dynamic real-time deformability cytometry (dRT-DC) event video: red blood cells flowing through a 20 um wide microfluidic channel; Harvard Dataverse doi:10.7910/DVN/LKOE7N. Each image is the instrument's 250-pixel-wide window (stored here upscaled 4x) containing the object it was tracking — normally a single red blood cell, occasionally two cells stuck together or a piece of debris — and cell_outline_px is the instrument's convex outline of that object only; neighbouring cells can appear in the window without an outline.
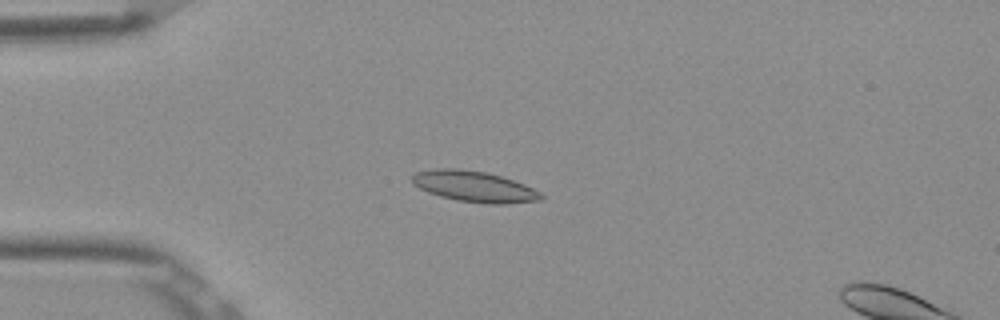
{"species": "Egyptian fruit bat (a non-hibernating species)", "species_latin": "Rousettus aegyptiacus", "temperature_condition": "room temperature", "stored_images_in_passage": 7, "camera_frame_rate_fps": 3000, "um_per_image_px": 0.085, "frame": {"image": 1, "passage_image": 4, "time_ms": 1.0, "image_size_px": [1000, 320], "cell_outline_px": [[544, 200], [508, 204], [488, 204], [456, 200], [440, 196], [428, 192], [412, 184], [412, 176], [416, 172], [436, 168], [456, 168], [488, 172], [524, 184], [540, 192], [544, 196]], "centroid_in_image_um": [40.33, 15.86], "position_along_channel_um": 44.7, "area_um2": 23.35}}
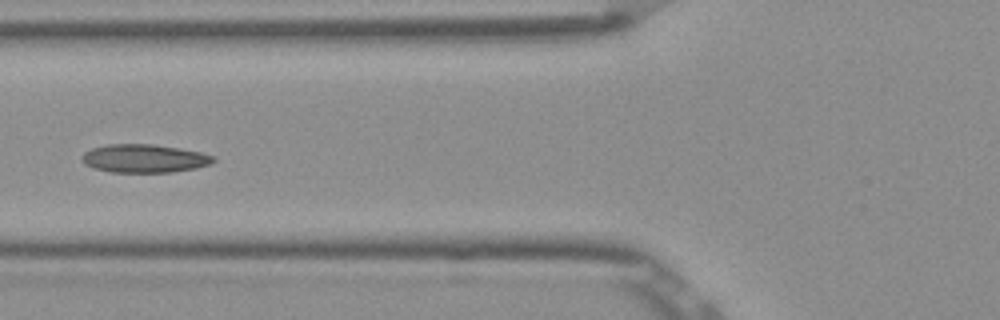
{"frame": {"image": 2, "passage_image": 6, "time_ms": 1.667, "image_size_px": [1000, 320], "cell_outline_px": [[216, 160], [208, 164], [196, 168], [172, 172], [112, 172], [96, 168], [84, 164], [80, 156], [84, 152], [92, 148], [108, 144], [152, 144], [180, 148], [200, 152], [212, 156]], "centroid_in_image_um": [12.24, 13.46], "position_along_channel_um": 113.6, "area_um2": 21.56}}
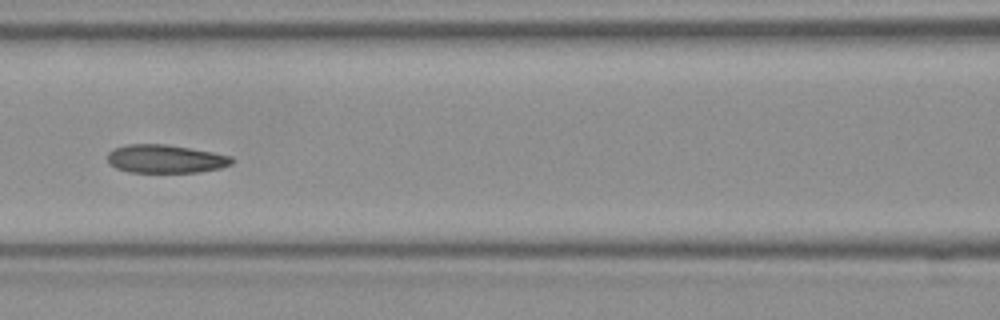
{"frame": {"image": 3, "passage_image": 7, "time_ms": 2.0, "image_size_px": [1000, 320], "cell_outline_px": [[236, 160], [232, 164], [220, 168], [200, 172], [132, 172], [116, 168], [108, 160], [108, 152], [116, 148], [128, 144], [168, 144], [212, 152], [232, 156]], "centroid_in_image_um": [14.13, 13.5], "position_along_channel_um": 152.5, "area_um2": 20.46}}